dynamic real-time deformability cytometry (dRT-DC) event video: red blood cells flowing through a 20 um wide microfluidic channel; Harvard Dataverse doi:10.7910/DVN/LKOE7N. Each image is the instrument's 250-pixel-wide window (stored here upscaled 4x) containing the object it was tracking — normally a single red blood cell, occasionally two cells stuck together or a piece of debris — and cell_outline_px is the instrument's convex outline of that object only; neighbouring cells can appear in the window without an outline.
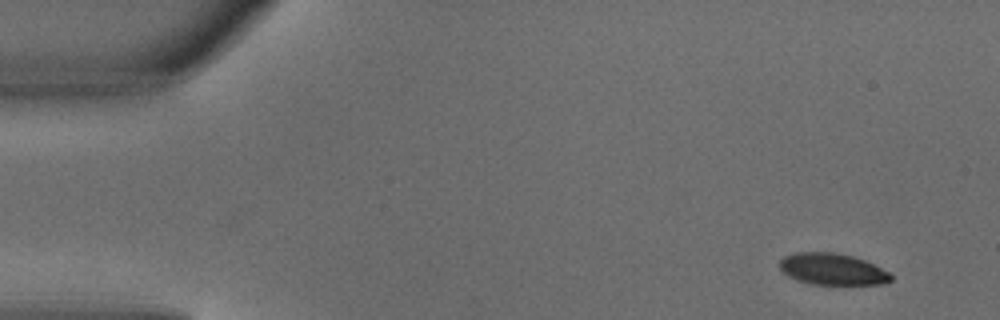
{"species": "common noctule bat (a hibernating species)", "species_latin": "Nyctalus noctula", "temperature_condition": "warm", "stored_images_in_passage": 4, "camera_frame_rate_fps": 3000, "um_per_image_px": 0.085, "animal": {"sex": "male", "body_mass_g": 18.8}, "frame": {"image": 1, "passage_image": 1, "time_ms": 0.0, "image_size_px": [1000, 320], "cell_outline_px": [[892, 280], [884, 284], [812, 284], [796, 280], [788, 276], [780, 268], [780, 260], [784, 256], [796, 252], [832, 252], [852, 256], [864, 260], [888, 272], [892, 276]], "centroid_in_image_um": [70.73, 22.88], "position_along_channel_um": 14.3, "area_um2": 20.29}}
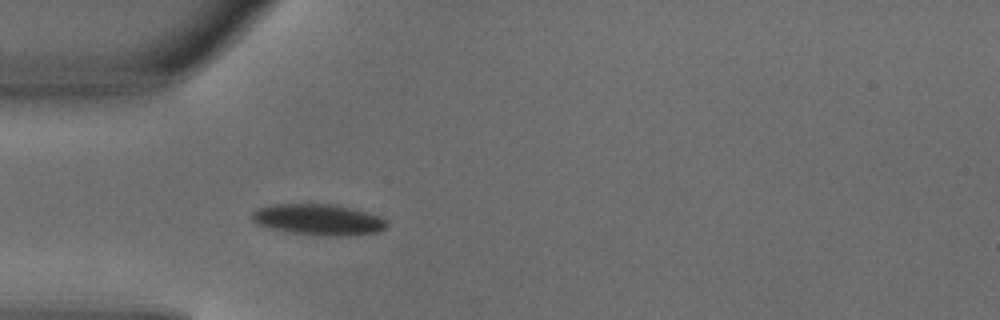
{"frame": {"image": 2, "passage_image": 4, "time_ms": 1.0, "image_size_px": [1000, 320], "cell_outline_px": [[388, 228], [380, 232], [352, 236], [320, 236], [292, 232], [268, 228], [256, 224], [252, 220], [252, 212], [260, 208], [276, 204], [336, 204], [352, 208], [380, 216], [388, 220]], "centroid_in_image_um": [27.14, 18.68], "position_along_channel_um": 57.9, "area_um2": 24.74}}